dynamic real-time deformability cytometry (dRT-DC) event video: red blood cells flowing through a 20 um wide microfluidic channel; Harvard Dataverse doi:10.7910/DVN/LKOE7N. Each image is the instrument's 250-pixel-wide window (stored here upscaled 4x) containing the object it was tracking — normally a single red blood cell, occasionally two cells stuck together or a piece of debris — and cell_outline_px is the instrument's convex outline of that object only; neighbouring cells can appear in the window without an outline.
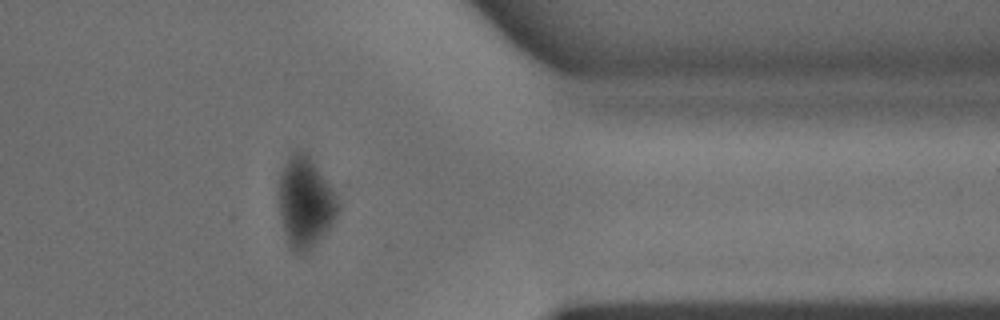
{"species": "common noctule bat (a hibernating species)", "species_latin": "Nyctalus noctula", "temperature_condition": "warm", "stored_images_in_passage": 26, "camera_frame_rate_fps": 3000, "um_per_image_px": 0.085, "animal": {"sex": "male", "body_mass_g": 15.6}, "frame": {"image": 1, "passage_image": 19, "time_ms": 6.0, "image_size_px": [1000, 320], "cell_outline_px": [[340, 208], [336, 216], [328, 228], [308, 252], [292, 252], [288, 244], [280, 216], [276, 192], [280, 172], [288, 156], [292, 152], [304, 152], [308, 156], [332, 188], [340, 204]], "centroid_in_image_um": [25.9, 17.2], "position_along_channel_um": 385.5, "area_um2": 31.15}}
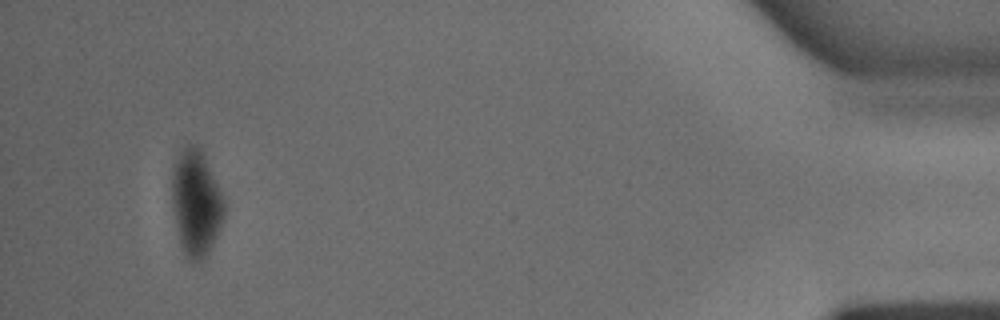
{"frame": {"image": 2, "passage_image": 24, "time_ms": 7.667, "image_size_px": [1000, 320], "cell_outline_px": [[224, 216], [216, 236], [204, 260], [200, 264], [192, 264], [184, 256], [180, 248], [172, 208], [172, 168], [176, 156], [188, 144], [192, 144], [200, 148], [224, 196]], "centroid_in_image_um": [16.64, 17.32], "position_along_channel_um": 418.6, "area_um2": 32.77}}